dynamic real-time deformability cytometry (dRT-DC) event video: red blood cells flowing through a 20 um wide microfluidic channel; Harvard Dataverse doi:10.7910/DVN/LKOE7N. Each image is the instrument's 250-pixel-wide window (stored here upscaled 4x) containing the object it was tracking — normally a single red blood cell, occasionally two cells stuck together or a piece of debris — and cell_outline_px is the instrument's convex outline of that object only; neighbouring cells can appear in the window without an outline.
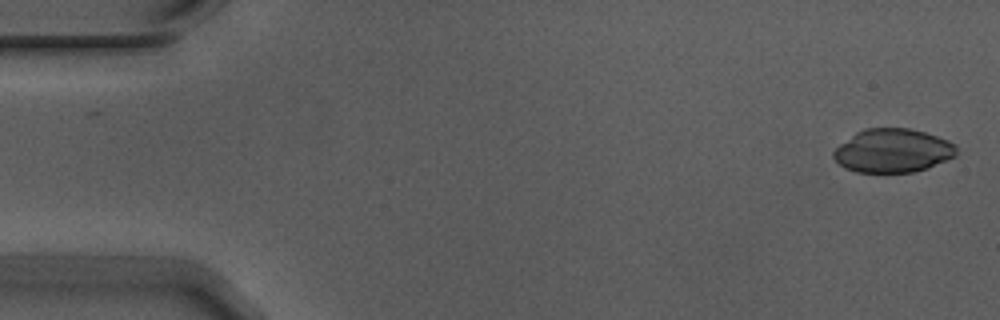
{"species": "Egyptian fruit bat (a non-hibernating species)", "species_latin": "Rousettus aegyptiacus", "temperature_condition": "warm", "stored_images_in_passage": 54, "camera_frame_rate_fps": 3000, "um_per_image_px": 0.085, "animal": {"sex": "male"}, "frame": {"image": 1, "passage_image": 1, "time_ms": 0.0, "image_size_px": [1000, 320], "cell_outline_px": [[956, 156], [928, 168], [912, 172], [856, 172], [844, 168], [832, 156], [832, 152], [840, 144], [856, 132], [864, 128], [912, 128], [948, 140], [956, 144]], "centroid_in_image_um": [75.89, 12.8], "position_along_channel_um": 9.1, "area_um2": 31.33}}